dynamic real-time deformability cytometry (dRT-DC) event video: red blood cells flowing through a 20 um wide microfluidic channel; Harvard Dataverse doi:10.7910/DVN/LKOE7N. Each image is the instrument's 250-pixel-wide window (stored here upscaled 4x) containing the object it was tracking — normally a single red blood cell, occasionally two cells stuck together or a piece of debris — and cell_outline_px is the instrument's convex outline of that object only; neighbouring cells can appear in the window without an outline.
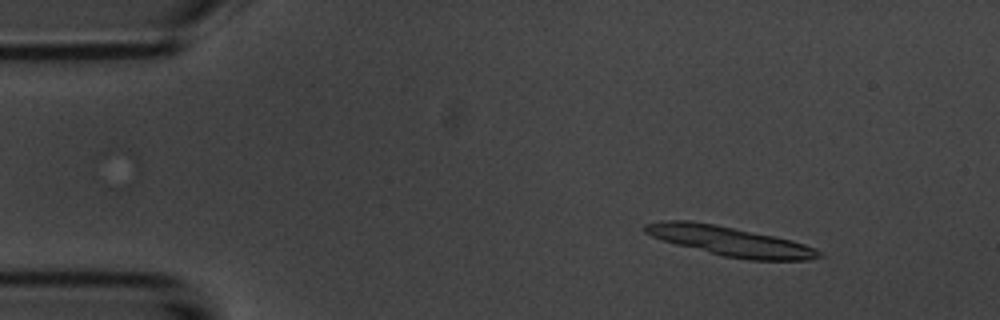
{"species": "common noctule bat (a hibernating species)", "species_latin": "Nyctalus noctula", "temperature_condition": "room temperature", "stored_images_in_passage": 38, "camera_frame_rate_fps": 3000, "um_per_image_px": 0.085, "animal": {"sex": "male", "body_mass_g": 20.1, "forearm_length_mm": 53.5}, "frame": {"image": 1, "passage_image": 7, "time_ms": 2.0, "image_size_px": [1000, 320], "cell_outline_px": [[824, 256], [808, 260], [748, 260], [724, 256], [676, 244], [652, 236], [644, 232], [644, 224], [664, 220], [692, 220], [716, 224], [792, 240], [816, 248]], "centroid_in_image_um": [62.06, 20.49], "position_along_channel_um": 22.9, "area_um2": 29.77}}
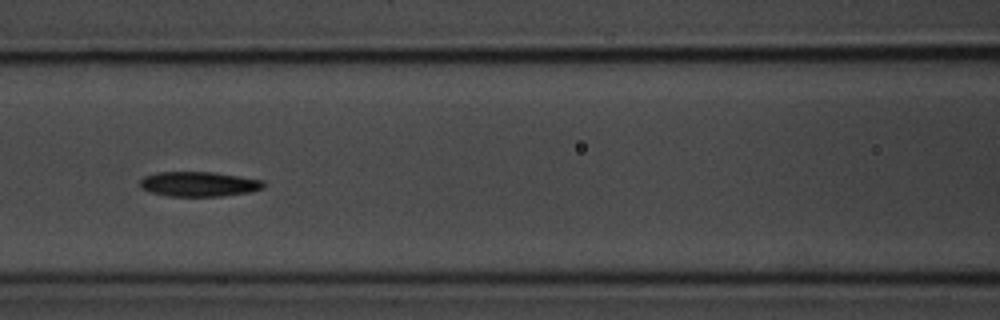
{"frame": {"image": 2, "passage_image": 24, "time_ms": 7.667, "image_size_px": [1000, 320], "cell_outline_px": [[264, 188], [248, 192], [220, 196], [168, 196], [152, 192], [140, 188], [140, 180], [144, 176], [156, 172], [216, 172], [264, 180]], "centroid_in_image_um": [16.9, 15.63], "position_along_channel_um": 149.7, "area_um2": 17.92}}
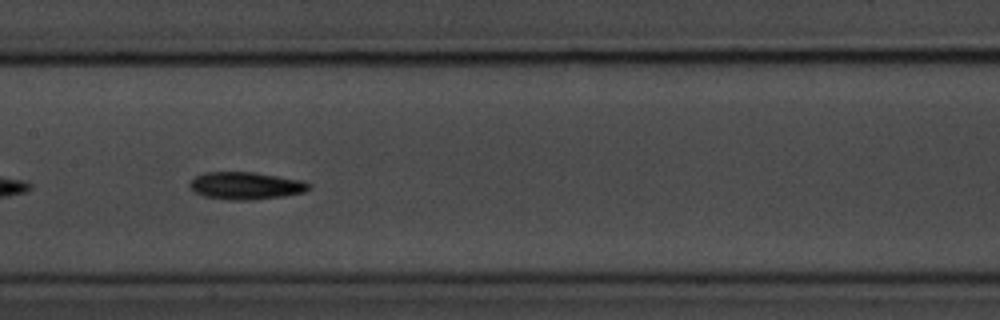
{"frame": {"image": 3, "passage_image": 27, "time_ms": 8.667, "image_size_px": [1000, 320], "cell_outline_px": [[312, 188], [304, 192], [284, 196], [252, 200], [224, 200], [204, 196], [196, 192], [188, 184], [196, 176], [204, 172], [252, 172], [304, 180], [312, 184]], "centroid_in_image_um": [20.94, 15.79], "position_along_channel_um": 186.5, "area_um2": 19.19}}